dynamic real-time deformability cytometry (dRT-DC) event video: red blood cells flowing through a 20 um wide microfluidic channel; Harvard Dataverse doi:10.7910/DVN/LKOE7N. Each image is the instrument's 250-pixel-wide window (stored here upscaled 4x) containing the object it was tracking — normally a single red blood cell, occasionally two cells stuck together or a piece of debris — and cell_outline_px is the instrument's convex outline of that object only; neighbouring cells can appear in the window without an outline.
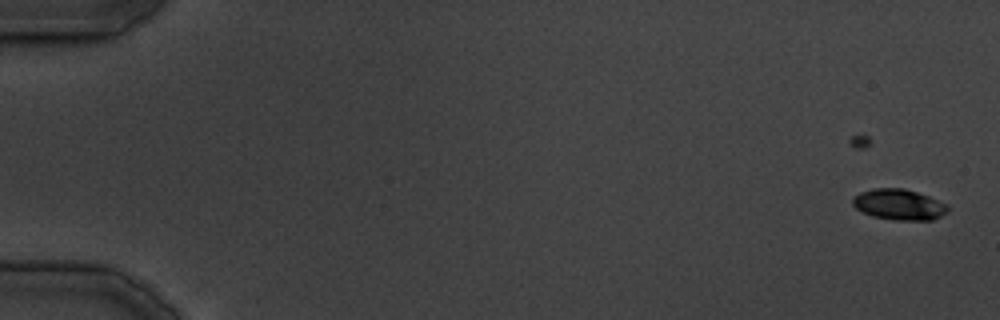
{"species": "common noctule bat (a hibernating species)", "species_latin": "Nyctalus noctula", "temperature_condition": "cold", "stored_images_in_passage": 37, "camera_frame_rate_fps": 3000, "um_per_image_px": 0.085, "animal": {"sex": "male", "body_mass_g": 19.5, "forearm_length_mm": 54.6}, "frame": {"image": 1, "passage_image": 1, "time_ms": 0.0, "image_size_px": [1000, 320], "cell_outline_px": [[948, 212], [932, 220], [892, 220], [872, 216], [856, 208], [852, 204], [852, 200], [860, 192], [872, 188], [904, 188], [928, 196], [948, 204]], "centroid_in_image_um": [76.42, 17.39], "position_along_channel_um": 8.6, "area_um2": 17.05}}
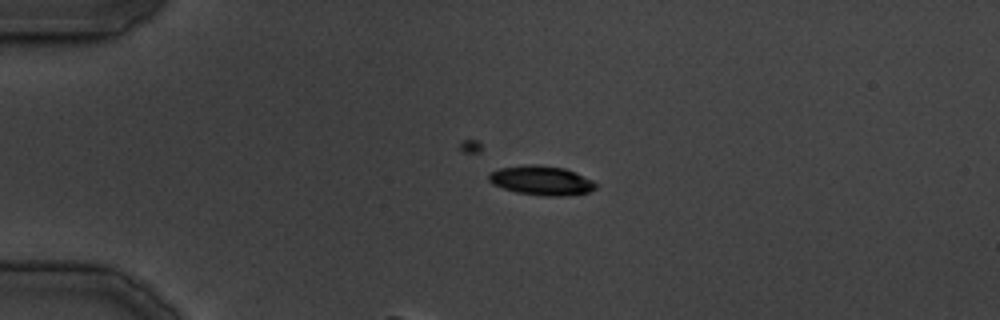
{"frame": {"image": 2, "passage_image": 10, "time_ms": 10.333, "image_size_px": [1000, 320], "cell_outline_px": [[596, 188], [588, 192], [564, 196], [544, 196], [516, 192], [492, 184], [488, 180], [488, 176], [492, 172], [500, 168], [528, 164], [532, 164], [564, 168], [576, 172], [592, 180], [596, 184]], "centroid_in_image_um": [46.02, 15.34], "position_along_channel_um": 39.0, "area_um2": 18.15}}
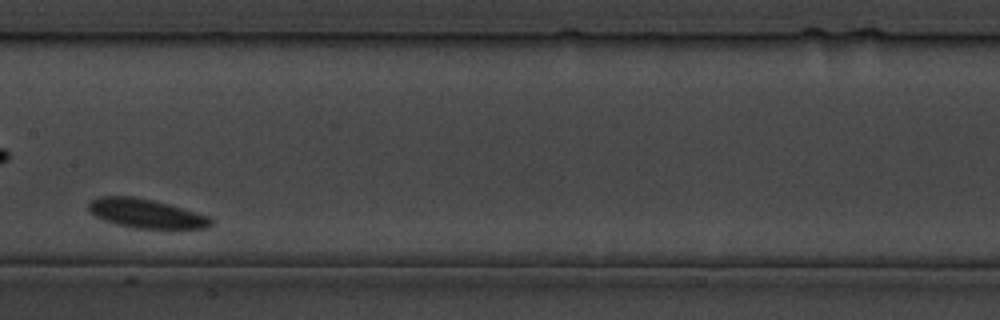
{"frame": {"image": 3, "passage_image": 22, "time_ms": 25.0, "image_size_px": [1000, 320], "cell_outline_px": [[212, 224], [208, 228], [132, 228], [116, 224], [104, 220], [96, 216], [88, 208], [88, 204], [96, 196], [132, 196], [152, 200], [168, 204], [208, 216], [212, 220]], "centroid_in_image_um": [12.38, 18.14], "position_along_channel_um": 195.0, "area_um2": 20.46}}